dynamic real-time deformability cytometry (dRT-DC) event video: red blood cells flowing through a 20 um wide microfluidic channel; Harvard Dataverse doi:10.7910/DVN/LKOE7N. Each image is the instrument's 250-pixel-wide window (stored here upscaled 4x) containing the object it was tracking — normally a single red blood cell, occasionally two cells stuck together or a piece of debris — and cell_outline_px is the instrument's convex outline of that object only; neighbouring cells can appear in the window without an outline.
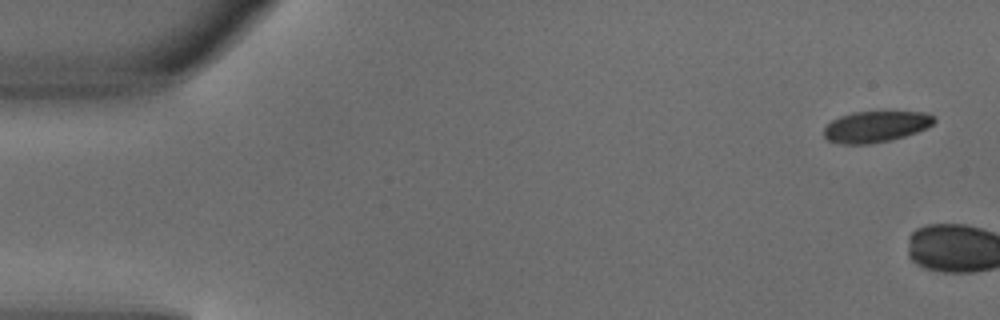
{"species": "common noctule bat (a hibernating species)", "species_latin": "Nyctalus noctula", "temperature_condition": "warm", "stored_images_in_passage": 4, "camera_frame_rate_fps": 3000, "um_per_image_px": 0.085, "animal": {"sex": "male", "body_mass_g": 18.8}, "frame": {"image": 1, "passage_image": 1, "time_ms": 0.0, "image_size_px": [1000, 320], "cell_outline_px": [[936, 120], [928, 128], [892, 140], [868, 144], [840, 144], [828, 140], [824, 136], [824, 128], [832, 120], [840, 116], [852, 112], [928, 112], [936, 116]], "centroid_in_image_um": [74.46, 10.76], "position_along_channel_um": 10.5, "area_um2": 20.11}}